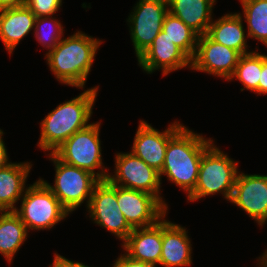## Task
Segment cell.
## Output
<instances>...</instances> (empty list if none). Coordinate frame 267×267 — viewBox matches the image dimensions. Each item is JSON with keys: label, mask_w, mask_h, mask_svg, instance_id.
I'll return each instance as SVG.
<instances>
[{"label": "cell", "mask_w": 267, "mask_h": 267, "mask_svg": "<svg viewBox=\"0 0 267 267\" xmlns=\"http://www.w3.org/2000/svg\"><path fill=\"white\" fill-rule=\"evenodd\" d=\"M212 144L213 140L182 126L169 139L160 180L162 175H167L169 181L189 196L196 187L201 157Z\"/></svg>", "instance_id": "1"}, {"label": "cell", "mask_w": 267, "mask_h": 267, "mask_svg": "<svg viewBox=\"0 0 267 267\" xmlns=\"http://www.w3.org/2000/svg\"><path fill=\"white\" fill-rule=\"evenodd\" d=\"M101 43V40L77 31L70 37L61 39L45 57L58 81L80 89L84 88Z\"/></svg>", "instance_id": "2"}, {"label": "cell", "mask_w": 267, "mask_h": 267, "mask_svg": "<svg viewBox=\"0 0 267 267\" xmlns=\"http://www.w3.org/2000/svg\"><path fill=\"white\" fill-rule=\"evenodd\" d=\"M98 87L84 90L79 96L59 104L40 123L38 146L53 153L75 132L85 129L92 115Z\"/></svg>", "instance_id": "3"}, {"label": "cell", "mask_w": 267, "mask_h": 267, "mask_svg": "<svg viewBox=\"0 0 267 267\" xmlns=\"http://www.w3.org/2000/svg\"><path fill=\"white\" fill-rule=\"evenodd\" d=\"M238 163L213 143L202 155L196 187L187 196L189 201L218 192L230 201L238 174Z\"/></svg>", "instance_id": "4"}, {"label": "cell", "mask_w": 267, "mask_h": 267, "mask_svg": "<svg viewBox=\"0 0 267 267\" xmlns=\"http://www.w3.org/2000/svg\"><path fill=\"white\" fill-rule=\"evenodd\" d=\"M20 209L14 212L27 230L51 229L69 215L52 191L39 179L26 187Z\"/></svg>", "instance_id": "5"}, {"label": "cell", "mask_w": 267, "mask_h": 267, "mask_svg": "<svg viewBox=\"0 0 267 267\" xmlns=\"http://www.w3.org/2000/svg\"><path fill=\"white\" fill-rule=\"evenodd\" d=\"M100 124L90 123L85 129L75 132L53 154L68 165L91 172L99 180H107L109 173L102 163ZM96 168H100L97 173Z\"/></svg>", "instance_id": "6"}, {"label": "cell", "mask_w": 267, "mask_h": 267, "mask_svg": "<svg viewBox=\"0 0 267 267\" xmlns=\"http://www.w3.org/2000/svg\"><path fill=\"white\" fill-rule=\"evenodd\" d=\"M49 155L56 170L54 186L41 178L40 180L52 191L69 213L80 207L86 199L88 207L93 189L100 180L87 170L62 162L53 153Z\"/></svg>", "instance_id": "7"}, {"label": "cell", "mask_w": 267, "mask_h": 267, "mask_svg": "<svg viewBox=\"0 0 267 267\" xmlns=\"http://www.w3.org/2000/svg\"><path fill=\"white\" fill-rule=\"evenodd\" d=\"M133 11L127 22L138 59L162 30L169 12L168 0H139Z\"/></svg>", "instance_id": "8"}, {"label": "cell", "mask_w": 267, "mask_h": 267, "mask_svg": "<svg viewBox=\"0 0 267 267\" xmlns=\"http://www.w3.org/2000/svg\"><path fill=\"white\" fill-rule=\"evenodd\" d=\"M114 173L115 175L109 174L107 178L111 184L152 194L168 209L159 195L161 187L159 172L132 152L115 155Z\"/></svg>", "instance_id": "9"}, {"label": "cell", "mask_w": 267, "mask_h": 267, "mask_svg": "<svg viewBox=\"0 0 267 267\" xmlns=\"http://www.w3.org/2000/svg\"><path fill=\"white\" fill-rule=\"evenodd\" d=\"M87 209L96 224L123 242L133 230L118 206L117 185L108 180H100L95 185Z\"/></svg>", "instance_id": "10"}, {"label": "cell", "mask_w": 267, "mask_h": 267, "mask_svg": "<svg viewBox=\"0 0 267 267\" xmlns=\"http://www.w3.org/2000/svg\"><path fill=\"white\" fill-rule=\"evenodd\" d=\"M118 206L132 228L149 227L165 218L167 208L152 194L117 186Z\"/></svg>", "instance_id": "11"}, {"label": "cell", "mask_w": 267, "mask_h": 267, "mask_svg": "<svg viewBox=\"0 0 267 267\" xmlns=\"http://www.w3.org/2000/svg\"><path fill=\"white\" fill-rule=\"evenodd\" d=\"M240 56L235 49L216 43L204 34L198 37L189 68L216 75L227 81L233 75Z\"/></svg>", "instance_id": "12"}, {"label": "cell", "mask_w": 267, "mask_h": 267, "mask_svg": "<svg viewBox=\"0 0 267 267\" xmlns=\"http://www.w3.org/2000/svg\"><path fill=\"white\" fill-rule=\"evenodd\" d=\"M230 202L263 226L267 221V175L238 172Z\"/></svg>", "instance_id": "13"}, {"label": "cell", "mask_w": 267, "mask_h": 267, "mask_svg": "<svg viewBox=\"0 0 267 267\" xmlns=\"http://www.w3.org/2000/svg\"><path fill=\"white\" fill-rule=\"evenodd\" d=\"M182 126L181 123L175 121L166 130L160 132L146 121L140 120L131 152L160 173L169 139Z\"/></svg>", "instance_id": "14"}, {"label": "cell", "mask_w": 267, "mask_h": 267, "mask_svg": "<svg viewBox=\"0 0 267 267\" xmlns=\"http://www.w3.org/2000/svg\"><path fill=\"white\" fill-rule=\"evenodd\" d=\"M138 65L149 74L161 69L165 76L172 71L191 66V59L161 30L138 58Z\"/></svg>", "instance_id": "15"}, {"label": "cell", "mask_w": 267, "mask_h": 267, "mask_svg": "<svg viewBox=\"0 0 267 267\" xmlns=\"http://www.w3.org/2000/svg\"><path fill=\"white\" fill-rule=\"evenodd\" d=\"M122 247L130 258L156 267L162 251V219L149 227L133 228Z\"/></svg>", "instance_id": "16"}, {"label": "cell", "mask_w": 267, "mask_h": 267, "mask_svg": "<svg viewBox=\"0 0 267 267\" xmlns=\"http://www.w3.org/2000/svg\"><path fill=\"white\" fill-rule=\"evenodd\" d=\"M185 228L162 218V251L159 265L165 267L189 266L191 242Z\"/></svg>", "instance_id": "17"}, {"label": "cell", "mask_w": 267, "mask_h": 267, "mask_svg": "<svg viewBox=\"0 0 267 267\" xmlns=\"http://www.w3.org/2000/svg\"><path fill=\"white\" fill-rule=\"evenodd\" d=\"M36 18L26 6L0 10V39L9 54L34 29Z\"/></svg>", "instance_id": "18"}, {"label": "cell", "mask_w": 267, "mask_h": 267, "mask_svg": "<svg viewBox=\"0 0 267 267\" xmlns=\"http://www.w3.org/2000/svg\"><path fill=\"white\" fill-rule=\"evenodd\" d=\"M216 0H168L169 12L182 20L199 36L207 33L212 23V8Z\"/></svg>", "instance_id": "19"}, {"label": "cell", "mask_w": 267, "mask_h": 267, "mask_svg": "<svg viewBox=\"0 0 267 267\" xmlns=\"http://www.w3.org/2000/svg\"><path fill=\"white\" fill-rule=\"evenodd\" d=\"M241 13L224 14L218 20L212 21L206 35L216 43L235 49L241 55L249 54L247 49L248 34H245ZM246 35V36H245Z\"/></svg>", "instance_id": "20"}, {"label": "cell", "mask_w": 267, "mask_h": 267, "mask_svg": "<svg viewBox=\"0 0 267 267\" xmlns=\"http://www.w3.org/2000/svg\"><path fill=\"white\" fill-rule=\"evenodd\" d=\"M31 162L11 163L0 169V206L5 211H14L15 204L24 195L25 183L30 173Z\"/></svg>", "instance_id": "21"}, {"label": "cell", "mask_w": 267, "mask_h": 267, "mask_svg": "<svg viewBox=\"0 0 267 267\" xmlns=\"http://www.w3.org/2000/svg\"><path fill=\"white\" fill-rule=\"evenodd\" d=\"M27 235L25 224L14 211L0 214V253L9 263L26 241Z\"/></svg>", "instance_id": "22"}, {"label": "cell", "mask_w": 267, "mask_h": 267, "mask_svg": "<svg viewBox=\"0 0 267 267\" xmlns=\"http://www.w3.org/2000/svg\"><path fill=\"white\" fill-rule=\"evenodd\" d=\"M162 31L190 59L194 57L199 35L182 20L168 12L164 19Z\"/></svg>", "instance_id": "23"}, {"label": "cell", "mask_w": 267, "mask_h": 267, "mask_svg": "<svg viewBox=\"0 0 267 267\" xmlns=\"http://www.w3.org/2000/svg\"><path fill=\"white\" fill-rule=\"evenodd\" d=\"M244 20L248 27V37L267 46V0H240Z\"/></svg>", "instance_id": "24"}, {"label": "cell", "mask_w": 267, "mask_h": 267, "mask_svg": "<svg viewBox=\"0 0 267 267\" xmlns=\"http://www.w3.org/2000/svg\"><path fill=\"white\" fill-rule=\"evenodd\" d=\"M262 72V54L257 51L249 54L241 55L233 75L229 81L233 78L238 79L244 89L256 92L258 94V83Z\"/></svg>", "instance_id": "25"}, {"label": "cell", "mask_w": 267, "mask_h": 267, "mask_svg": "<svg viewBox=\"0 0 267 267\" xmlns=\"http://www.w3.org/2000/svg\"><path fill=\"white\" fill-rule=\"evenodd\" d=\"M46 26L51 30L44 29ZM34 29L36 39L42 46L48 48V51L52 50L61 41L64 34L62 24L51 16L37 17ZM44 30H46V33Z\"/></svg>", "instance_id": "26"}, {"label": "cell", "mask_w": 267, "mask_h": 267, "mask_svg": "<svg viewBox=\"0 0 267 267\" xmlns=\"http://www.w3.org/2000/svg\"><path fill=\"white\" fill-rule=\"evenodd\" d=\"M25 6L36 16H53L62 6V0H26Z\"/></svg>", "instance_id": "27"}, {"label": "cell", "mask_w": 267, "mask_h": 267, "mask_svg": "<svg viewBox=\"0 0 267 267\" xmlns=\"http://www.w3.org/2000/svg\"><path fill=\"white\" fill-rule=\"evenodd\" d=\"M112 267H155V266L145 263L143 261L134 260L124 253L117 258Z\"/></svg>", "instance_id": "28"}, {"label": "cell", "mask_w": 267, "mask_h": 267, "mask_svg": "<svg viewBox=\"0 0 267 267\" xmlns=\"http://www.w3.org/2000/svg\"><path fill=\"white\" fill-rule=\"evenodd\" d=\"M267 95V55L262 54V72L258 83V95Z\"/></svg>", "instance_id": "29"}, {"label": "cell", "mask_w": 267, "mask_h": 267, "mask_svg": "<svg viewBox=\"0 0 267 267\" xmlns=\"http://www.w3.org/2000/svg\"><path fill=\"white\" fill-rule=\"evenodd\" d=\"M53 261L54 262L53 265H51V267H87V265L83 263L68 260L65 257L56 253Z\"/></svg>", "instance_id": "30"}, {"label": "cell", "mask_w": 267, "mask_h": 267, "mask_svg": "<svg viewBox=\"0 0 267 267\" xmlns=\"http://www.w3.org/2000/svg\"><path fill=\"white\" fill-rule=\"evenodd\" d=\"M3 131H0V169H3L5 167H7L9 164H11L12 162H8V155H7V150H6V146L3 142L2 139V135H3Z\"/></svg>", "instance_id": "31"}, {"label": "cell", "mask_w": 267, "mask_h": 267, "mask_svg": "<svg viewBox=\"0 0 267 267\" xmlns=\"http://www.w3.org/2000/svg\"><path fill=\"white\" fill-rule=\"evenodd\" d=\"M26 0H0V10L25 6Z\"/></svg>", "instance_id": "32"}, {"label": "cell", "mask_w": 267, "mask_h": 267, "mask_svg": "<svg viewBox=\"0 0 267 267\" xmlns=\"http://www.w3.org/2000/svg\"><path fill=\"white\" fill-rule=\"evenodd\" d=\"M261 266L260 267H267V250L263 253L262 257H259Z\"/></svg>", "instance_id": "33"}, {"label": "cell", "mask_w": 267, "mask_h": 267, "mask_svg": "<svg viewBox=\"0 0 267 267\" xmlns=\"http://www.w3.org/2000/svg\"><path fill=\"white\" fill-rule=\"evenodd\" d=\"M5 210L0 206V214L4 213Z\"/></svg>", "instance_id": "34"}]
</instances>
